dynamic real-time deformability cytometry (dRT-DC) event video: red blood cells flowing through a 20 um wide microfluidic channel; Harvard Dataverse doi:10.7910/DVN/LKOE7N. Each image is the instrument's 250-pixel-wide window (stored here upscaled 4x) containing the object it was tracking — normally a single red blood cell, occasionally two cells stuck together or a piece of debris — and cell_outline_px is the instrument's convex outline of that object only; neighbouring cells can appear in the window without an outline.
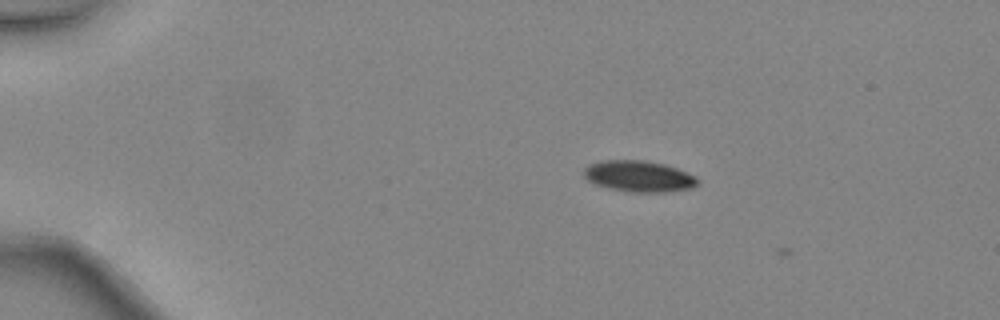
{"species": "common noctule bat (a hibernating species)", "species_latin": "Nyctalus noctula", "temperature_condition": "warm", "stored_images_in_passage": 7, "camera_frame_rate_fps": 3000, "um_per_image_px": 0.085, "animal": {"sex": "female", "body_mass_g": 24.6, "forearm_length_mm": 56.2}, "frame": {"image": 1, "passage_image": 4, "time_ms": 1.0, "image_size_px": [1000, 320], "cell_outline_px": [[696, 184], [692, 188], [664, 192], [632, 192], [612, 188], [596, 184], [588, 180], [584, 176], [584, 168], [588, 164], [604, 160], [644, 160], [664, 164], [676, 168], [696, 176]], "centroid_in_image_um": [54.29, 14.97], "position_along_channel_um": 30.7, "area_um2": 20.4}}